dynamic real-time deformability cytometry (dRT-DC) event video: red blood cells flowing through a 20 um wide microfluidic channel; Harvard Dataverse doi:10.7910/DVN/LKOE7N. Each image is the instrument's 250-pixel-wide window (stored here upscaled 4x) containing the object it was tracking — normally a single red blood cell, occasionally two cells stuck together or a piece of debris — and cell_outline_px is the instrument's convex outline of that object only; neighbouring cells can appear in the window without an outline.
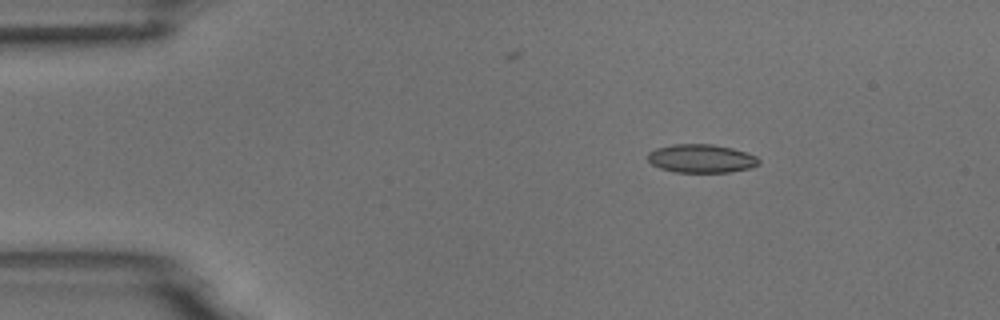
{"species": "common noctule bat (a hibernating species)", "species_latin": "Nyctalus noctula", "temperature_condition": "room temperature", "stored_images_in_passage": 4, "camera_frame_rate_fps": 3000, "um_per_image_px": 0.085, "animal": {"sex": "male", "body_mass_g": 18.8}, "frame": {"image": 1, "passage_image": 2, "time_ms": 2.0, "image_size_px": [1000, 320], "cell_outline_px": [[760, 164], [748, 168], [728, 172], [676, 172], [660, 168], [652, 164], [648, 160], [648, 152], [656, 148], [672, 144], [712, 144], [732, 148], [756, 156], [760, 160]], "centroid_in_image_um": [59.59, 13.47], "position_along_channel_um": 25.4, "area_um2": 18.32}}